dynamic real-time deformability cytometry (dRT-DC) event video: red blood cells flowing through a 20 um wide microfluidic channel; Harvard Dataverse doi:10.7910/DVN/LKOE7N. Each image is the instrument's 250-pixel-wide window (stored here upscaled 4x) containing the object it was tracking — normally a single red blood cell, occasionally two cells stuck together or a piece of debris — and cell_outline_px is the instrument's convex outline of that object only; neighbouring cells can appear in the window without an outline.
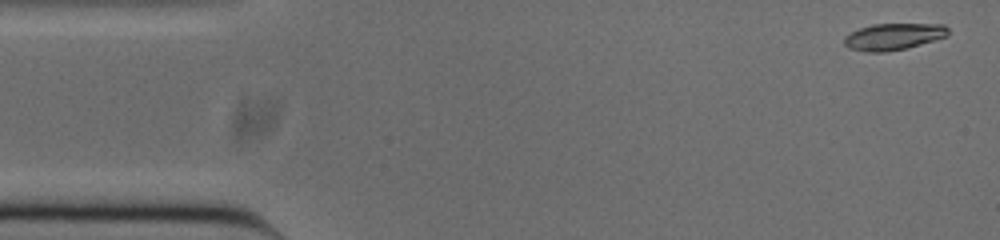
{"species": "common noctule bat (a hibernating species)", "species_latin": "Nyctalus noctula", "temperature_condition": "cold", "stored_images_in_passage": 8, "camera_frame_rate_fps": 3000, "um_per_image_px": 0.085, "animal": {"sex": "male", "body_mass_g": 20.0, "forearm_length_mm": 53.3}, "frame": {"image": 1, "passage_image": 1, "time_ms": 0.0, "image_size_px": [1000, 240], "cell_outline_px": [[948, 36], [920, 44], [904, 48], [884, 52], [864, 52], [848, 48], [844, 44], [844, 36], [860, 28], [872, 24], [944, 24], [948, 28]], "centroid_in_image_um": [75.92, 3.11], "position_along_channel_um": 9.1, "area_um2": 16.07}}